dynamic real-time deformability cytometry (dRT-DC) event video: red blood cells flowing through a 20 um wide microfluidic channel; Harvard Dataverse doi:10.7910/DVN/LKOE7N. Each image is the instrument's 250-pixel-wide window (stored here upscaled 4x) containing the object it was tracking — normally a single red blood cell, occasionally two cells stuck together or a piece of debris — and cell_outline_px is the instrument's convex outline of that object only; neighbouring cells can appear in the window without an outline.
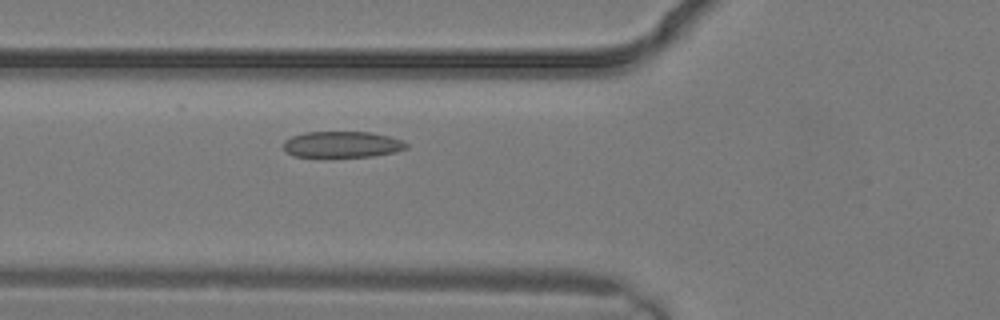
{"species": "common noctule bat (a hibernating species)", "species_latin": "Nyctalus noctula", "temperature_condition": "warm", "stored_images_in_passage": 4, "camera_frame_rate_fps": 3000, "um_per_image_px": 0.085, "animal": {"sex": "male", "body_mass_g": 19.2, "forearm_length_mm": 51.8}, "frame": {"image": 1, "passage_image": 4, "time_ms": 1.0, "image_size_px": [1000, 320], "cell_outline_px": [[408, 148], [396, 152], [372, 156], [332, 160], [292, 156], [284, 152], [284, 140], [292, 136], [304, 132], [368, 132], [388, 136], [400, 140], [408, 144]], "centroid_in_image_um": [29.01, 12.34], "position_along_channel_um": 96.8, "area_um2": 19.77}}